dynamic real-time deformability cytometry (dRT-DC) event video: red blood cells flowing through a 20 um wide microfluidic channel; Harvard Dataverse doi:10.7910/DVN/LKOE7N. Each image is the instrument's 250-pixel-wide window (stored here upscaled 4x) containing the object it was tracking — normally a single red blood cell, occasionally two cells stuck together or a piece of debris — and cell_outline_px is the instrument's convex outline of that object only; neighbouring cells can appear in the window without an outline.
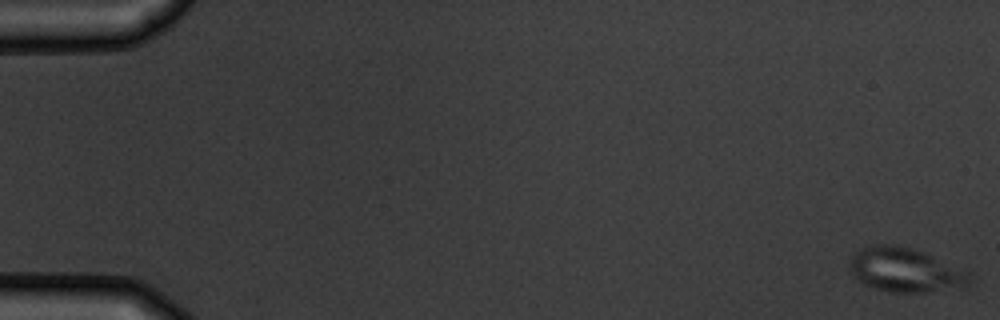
{"species": "common noctule bat (a hibernating species)", "species_latin": "Nyctalus noctula", "temperature_condition": "warm", "stored_images_in_passage": 6, "camera_frame_rate_fps": 3000, "um_per_image_px": 0.085, "animal": {"sex": "male", "body_mass_g": 19.5, "forearm_length_mm": 54.6}, "frame": {"image": 1, "passage_image": 1, "time_ms": 0.0, "image_size_px": [1000, 320], "cell_outline_px": [[968, 284], [960, 288], [924, 292], [892, 292], [872, 288], [856, 280], [852, 276], [848, 264], [852, 256], [860, 248], [872, 244], [896, 244], [912, 248], [924, 252], [968, 272]], "centroid_in_image_um": [76.86, 22.94], "position_along_channel_um": 8.1, "area_um2": 30.92}}